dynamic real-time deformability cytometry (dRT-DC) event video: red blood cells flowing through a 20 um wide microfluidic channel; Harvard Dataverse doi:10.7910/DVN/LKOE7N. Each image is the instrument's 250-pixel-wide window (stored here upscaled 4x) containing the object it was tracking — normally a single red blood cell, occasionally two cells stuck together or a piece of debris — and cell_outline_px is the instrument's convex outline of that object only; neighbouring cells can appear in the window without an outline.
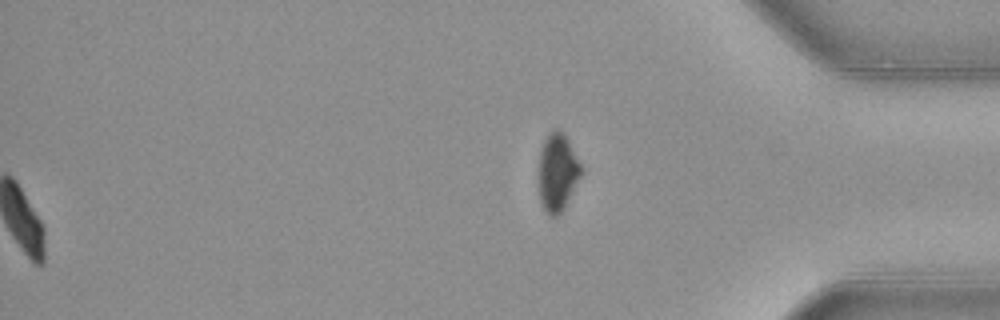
{"species": "common noctule bat (a hibernating species)", "species_latin": "Nyctalus noctula", "temperature_condition": "warm", "stored_images_in_passage": 53, "segment_of_instrument_passage": [2, 2], "camera_frame_rate_fps": 3000, "um_per_image_px": 0.085, "animal": {"sex": "female", "body_mass_g": 21.9}, "frame": {"image": 1, "passage_image": 53, "time_ms": 17.333, "image_size_px": [1000, 320], "cell_outline_px": [[584, 172], [564, 208], [556, 216], [548, 216], [540, 200], [540, 152], [544, 140], [548, 132], [552, 128], [556, 128], [568, 140], [584, 168]], "centroid_in_image_um": [47.43, 14.64], "position_along_channel_um": 387.8, "area_um2": 19.19}}